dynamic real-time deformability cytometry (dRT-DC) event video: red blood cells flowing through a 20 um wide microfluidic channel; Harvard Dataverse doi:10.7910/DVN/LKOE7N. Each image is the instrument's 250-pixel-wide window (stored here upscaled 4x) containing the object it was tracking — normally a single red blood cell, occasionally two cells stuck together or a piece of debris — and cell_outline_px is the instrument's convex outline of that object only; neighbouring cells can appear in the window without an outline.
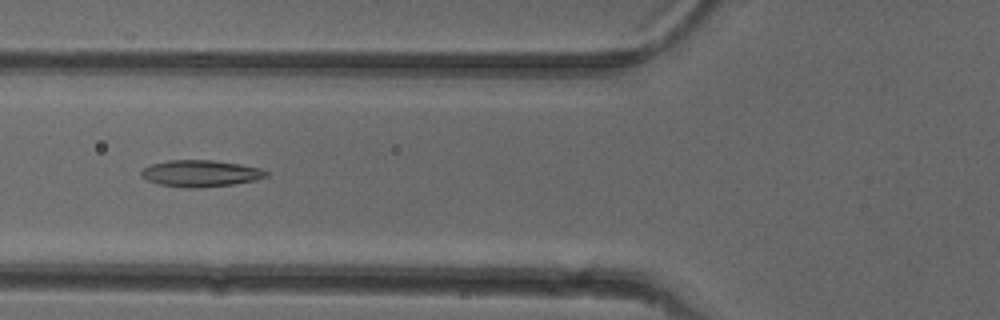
{"species": "common noctule bat (a hibernating species)", "species_latin": "Nyctalus noctula", "temperature_condition": "cold", "stored_images_in_passage": 52, "camera_frame_rate_fps": 3000, "um_per_image_px": 0.085, "animal": {"sex": "female"}, "frame": {"image": 1, "passage_image": 20, "time_ms": 6.333, "image_size_px": [1000, 320], "cell_outline_px": [[268, 176], [256, 180], [236, 184], [200, 188], [184, 188], [160, 184], [148, 180], [140, 176], [140, 172], [144, 168], [152, 164], [168, 160], [212, 160], [240, 164], [260, 168], [268, 172]], "centroid_in_image_um": [17.07, 14.75], "position_along_channel_um": 108.7, "area_um2": 19.48}}
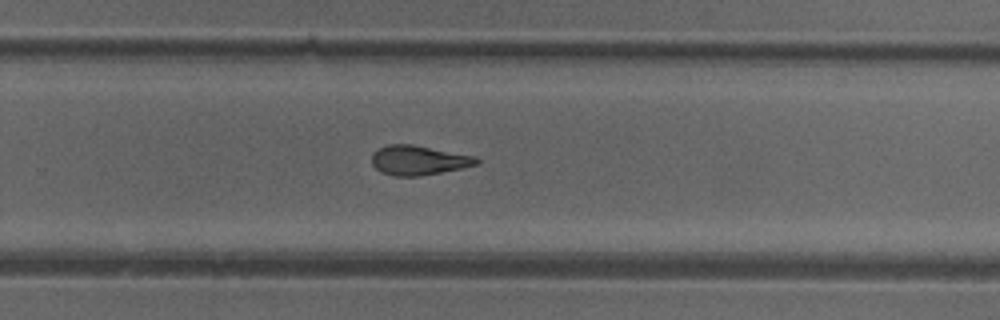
{"frame": {"image": 2, "passage_image": 34, "time_ms": 11.0, "image_size_px": [1000, 320], "cell_outline_px": [[480, 160], [476, 164], [464, 168], [420, 176], [392, 176], [380, 172], [372, 164], [372, 152], [388, 144], [412, 144], [476, 156]], "centroid_in_image_um": [35.57, 13.62], "position_along_channel_um": 294.2, "area_um2": 18.15}}
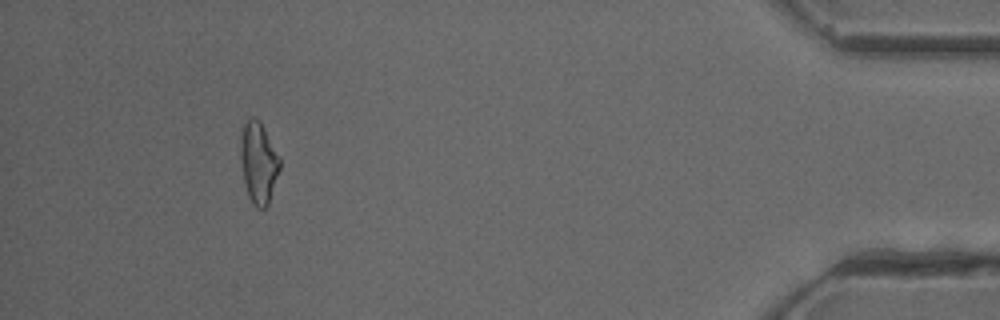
{"frame": {"image": 3, "passage_image": 48, "time_ms": 15.667, "image_size_px": [1000, 320], "cell_outline_px": [[280, 168], [268, 204], [264, 208], [256, 208], [252, 204], [248, 196], [244, 184], [240, 160], [240, 140], [244, 124], [252, 116], [260, 120], [280, 156]], "centroid_in_image_um": [21.97, 13.82], "position_along_channel_um": 413.2, "area_um2": 18.79}, "authors_computed_cell_mechanics": {"area_um2": 18.7561, "velocity_mm_per_s": 3.9802, "shape_relaxation_time_tau1_ms": null, "shape_relaxation_time_tau2_ms": 2.9107, "deformation_change_tau1": null, "deformation_change_tau2": 0.1081}}